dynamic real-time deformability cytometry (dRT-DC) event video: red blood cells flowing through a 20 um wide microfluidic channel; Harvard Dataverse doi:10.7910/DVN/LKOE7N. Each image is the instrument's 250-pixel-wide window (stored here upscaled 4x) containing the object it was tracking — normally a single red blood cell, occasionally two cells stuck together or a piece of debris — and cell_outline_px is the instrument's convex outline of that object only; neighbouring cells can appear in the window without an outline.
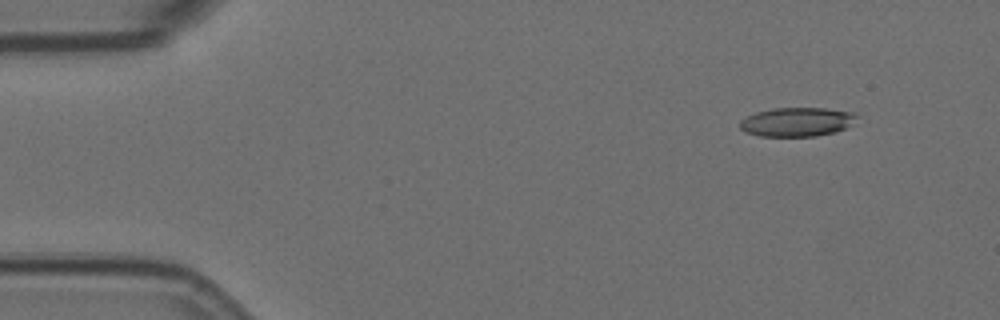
{"species": "Egyptian fruit bat (a non-hibernating species)", "species_latin": "Rousettus aegyptiacus", "temperature_condition": "room temperature", "stored_images_in_passage": 6, "segment_of_instrument_passage": [2, 2], "camera_frame_rate_fps": 3000, "um_per_image_px": 0.085, "animal": {"sex": "female"}, "frame": {"image": 1, "passage_image": 6, "time_ms": 1.667, "image_size_px": [1000, 320], "cell_outline_px": [[860, 116], [844, 128], [836, 132], [816, 136], [760, 136], [744, 132], [740, 128], [740, 120], [756, 112], [772, 108], [824, 108], [852, 112]], "centroid_in_image_um": [67.72, 10.36], "position_along_channel_um": 17.3, "area_um2": 19.71}}